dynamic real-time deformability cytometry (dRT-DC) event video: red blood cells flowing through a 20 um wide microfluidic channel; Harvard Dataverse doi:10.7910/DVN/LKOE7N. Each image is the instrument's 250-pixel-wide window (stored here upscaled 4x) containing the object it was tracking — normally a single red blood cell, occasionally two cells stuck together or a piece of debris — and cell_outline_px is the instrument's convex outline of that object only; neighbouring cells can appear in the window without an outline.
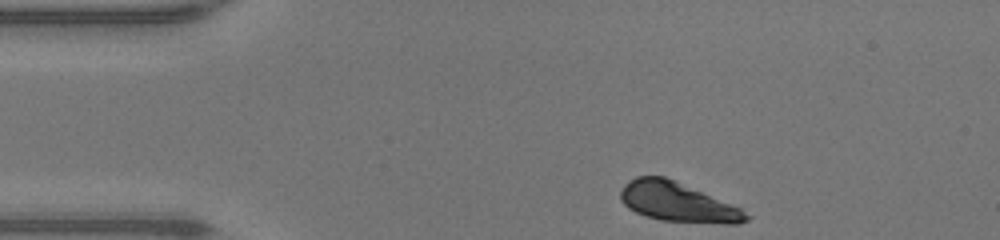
{"species": "human", "species_latin": "Homo sapiens", "temperature_condition": "warm", "stored_images_in_passage": 33, "camera_frame_rate_fps": 3000, "um_per_image_px": 0.085, "donor": {"sex": "male"}, "frame": {"image": 1, "passage_image": 1, "time_ms": 0.0, "image_size_px": [1000, 240], "cell_outline_px": [[752, 216], [748, 220], [740, 224], [724, 224], [660, 220], [636, 212], [628, 208], [620, 200], [620, 192], [624, 184], [628, 180], [636, 176], [664, 176], [740, 208]], "centroid_in_image_um": [57.59, 17.19], "position_along_channel_um": 27.4, "area_um2": 28.67}}
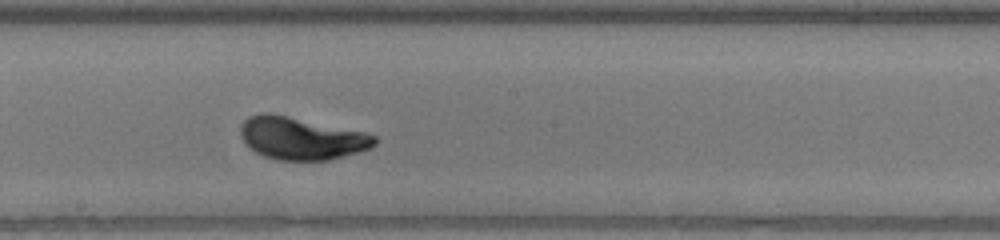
{"frame": {"image": 2, "passage_image": 19, "time_ms": 6.0, "image_size_px": [1000, 240], "cell_outline_px": [[376, 144], [372, 148], [360, 152], [328, 160], [276, 160], [264, 156], [256, 152], [244, 144], [240, 136], [240, 124], [248, 116], [260, 112], [272, 112], [364, 132], [376, 136]], "centroid_in_image_um": [25.57, 11.74], "position_along_channel_um": 222.6, "area_um2": 33.64}}
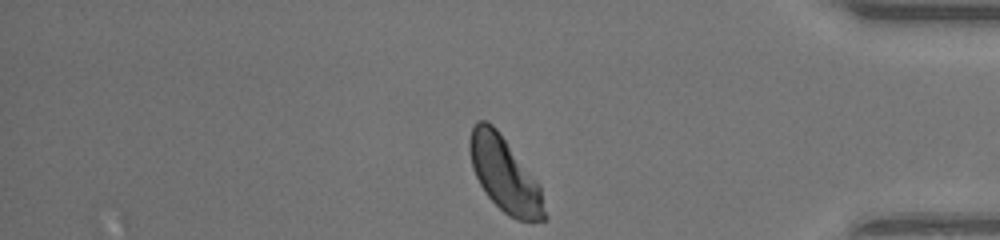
{"frame": {"image": 3, "passage_image": 33, "time_ms": 10.667, "image_size_px": [1000, 240], "cell_outline_px": [[548, 220], [516, 220], [508, 216], [488, 196], [480, 184], [472, 168], [468, 148], [468, 140], [472, 128], [476, 120], [488, 120], [496, 128], [540, 184], [548, 216]], "centroid_in_image_um": [42.9, 14.83], "position_along_channel_um": 392.3, "area_um2": 32.77}, "authors_computed_cell_mechanics": {"area_um2": 32.5414, "velocity_mm_per_s": 4.2841, "shape_relaxation_time_tau1_ms": 1.4473, "shape_relaxation_time_tau2_ms": null, "deformation_change_tau1": 0.1132, "deformation_change_tau2": null}}